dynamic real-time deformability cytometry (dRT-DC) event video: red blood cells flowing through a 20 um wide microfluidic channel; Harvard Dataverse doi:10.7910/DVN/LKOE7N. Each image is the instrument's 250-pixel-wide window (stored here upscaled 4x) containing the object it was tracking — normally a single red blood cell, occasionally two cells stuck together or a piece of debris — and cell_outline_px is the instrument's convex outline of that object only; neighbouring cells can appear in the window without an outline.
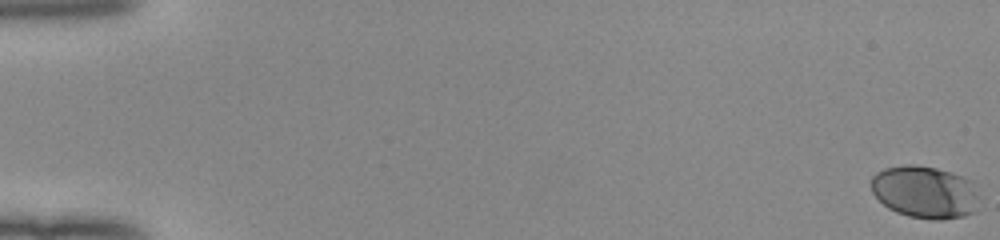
{"species": "human", "species_latin": "Homo sapiens", "temperature_condition": "room temperature", "stored_images_in_passage": 53, "camera_frame_rate_fps": 3000, "um_per_image_px": 0.085, "donor": {"sex": "female"}, "frame": {"image": 1, "passage_image": 1, "time_ms": 0.0, "image_size_px": [1000, 240], "cell_outline_px": [[976, 212], [964, 216], [940, 220], [932, 220], [908, 216], [896, 212], [888, 208], [872, 192], [872, 176], [876, 172], [884, 168], [904, 164], [916, 164], [936, 168], [952, 172], [964, 176], [972, 180], [976, 196]], "centroid_in_image_um": [78.6, 16.31], "position_along_channel_um": 6.4, "area_um2": 33.18}}
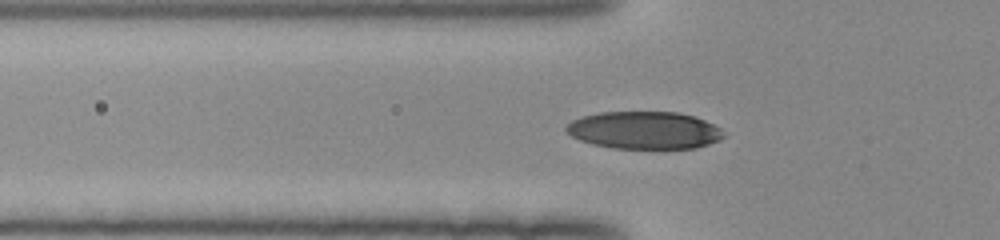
{"frame": {"image": 2, "passage_image": 20, "time_ms": 6.333, "image_size_px": [1000, 240], "cell_outline_px": [[724, 136], [720, 140], [696, 148], [612, 148], [592, 144], [580, 140], [572, 136], [564, 128], [572, 120], [580, 116], [600, 112], [676, 112], [692, 116], [704, 120], [720, 128]], "centroid_in_image_um": [54.74, 11.07], "position_along_channel_um": 71.1, "area_um2": 34.28}}
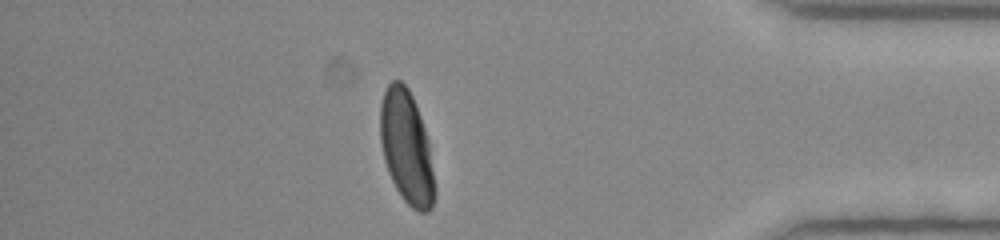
{"frame": {"image": 3, "passage_image": 47, "time_ms": 15.333, "image_size_px": [1000, 240], "cell_outline_px": [[436, 196], [432, 208], [428, 212], [420, 212], [412, 208], [404, 200], [396, 188], [388, 172], [384, 160], [380, 140], [380, 104], [384, 92], [388, 84], [392, 80], [400, 80], [408, 88], [412, 96], [420, 116], [428, 140], [436, 192]], "centroid_in_image_um": [34.55, 12.55], "position_along_channel_um": 400.6, "area_um2": 35.84}, "authors_computed_cell_mechanics": {"area_um2": 35.3736, "velocity_mm_per_s": 4.0111, "shape_relaxation_time_tau1_ms": 2.8335, "shape_relaxation_time_tau2_ms": null, "deformation_change_tau1": 0.144, "deformation_change_tau2": null}}